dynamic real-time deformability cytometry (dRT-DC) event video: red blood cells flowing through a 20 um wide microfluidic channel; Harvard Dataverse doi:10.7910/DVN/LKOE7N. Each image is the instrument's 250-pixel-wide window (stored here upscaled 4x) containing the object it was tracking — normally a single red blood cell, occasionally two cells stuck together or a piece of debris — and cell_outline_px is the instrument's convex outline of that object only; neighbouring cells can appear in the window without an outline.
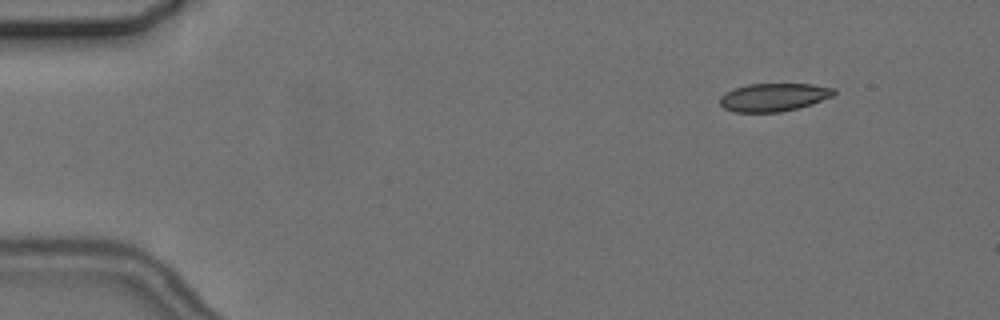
{"species": "common noctule bat (a hibernating species)", "species_latin": "Nyctalus noctula", "temperature_condition": "cold", "stored_images_in_passage": 5, "camera_frame_rate_fps": 3000, "um_per_image_px": 0.085, "animal": {"sex": "female", "body_mass_g": 24.6, "forearm_length_mm": 56.2}, "frame": {"image": 1, "passage_image": 2, "time_ms": 2.0, "image_size_px": [1000, 320], "cell_outline_px": [[836, 92], [832, 96], [812, 104], [780, 112], [732, 112], [724, 108], [720, 104], [720, 96], [724, 92], [748, 84], [812, 84], [836, 88]], "centroid_in_image_um": [65.75, 8.26], "position_along_channel_um": 19.2, "area_um2": 18.67}}
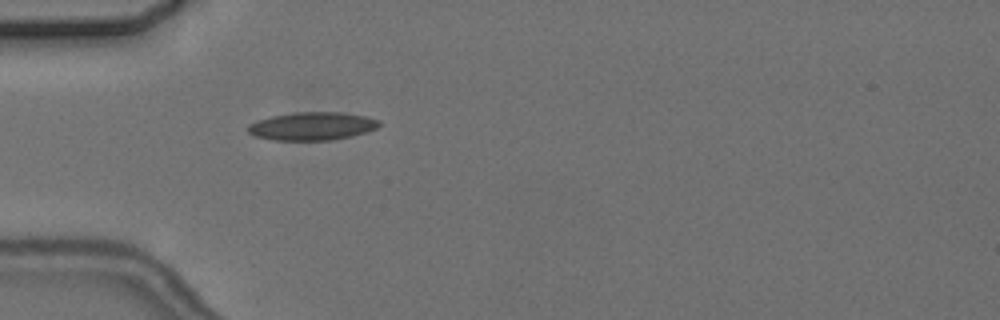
{"frame": {"image": 2, "passage_image": 5, "time_ms": 5.667, "image_size_px": [1000, 320], "cell_outline_px": [[380, 124], [376, 128], [352, 136], [328, 140], [272, 140], [252, 136], [248, 132], [248, 124], [256, 120], [272, 116], [296, 112], [340, 112], [368, 116], [380, 120]], "centroid_in_image_um": [26.5, 10.72], "position_along_channel_um": 58.5, "area_um2": 21.56}}